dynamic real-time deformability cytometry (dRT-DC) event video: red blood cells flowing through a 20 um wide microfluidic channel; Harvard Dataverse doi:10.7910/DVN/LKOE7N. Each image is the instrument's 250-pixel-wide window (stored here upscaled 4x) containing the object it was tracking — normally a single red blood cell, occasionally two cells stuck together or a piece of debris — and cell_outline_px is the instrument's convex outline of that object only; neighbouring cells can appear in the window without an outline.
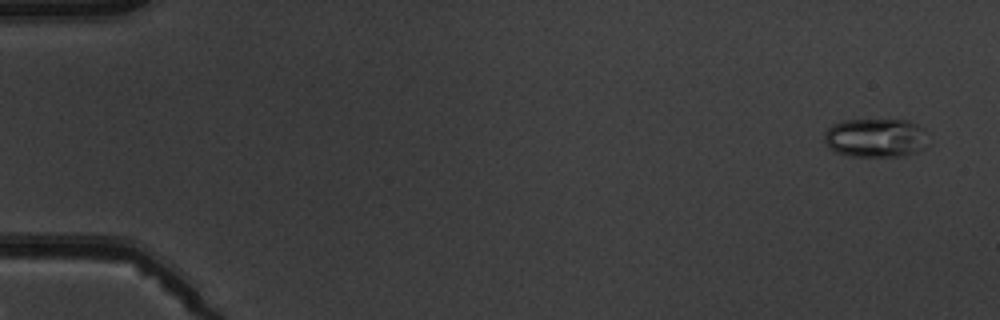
{"species": "common noctule bat (a hibernating species)", "species_latin": "Nyctalus noctula", "temperature_condition": "warm", "stored_images_in_passage": 6, "camera_frame_rate_fps": 3000, "um_per_image_px": 0.085, "animal": {"sex": "male", "body_mass_g": 19.5, "forearm_length_mm": 54.6}, "frame": {"image": 1, "passage_image": 1, "time_ms": 0.0, "image_size_px": [1000, 320], "cell_outline_px": [[928, 144], [916, 152], [900, 156], [848, 156], [836, 152], [824, 140], [824, 132], [832, 124], [844, 120], [908, 120], [924, 128]], "centroid_in_image_um": [74.43, 11.71], "position_along_channel_um": 10.6, "area_um2": 23.52}}
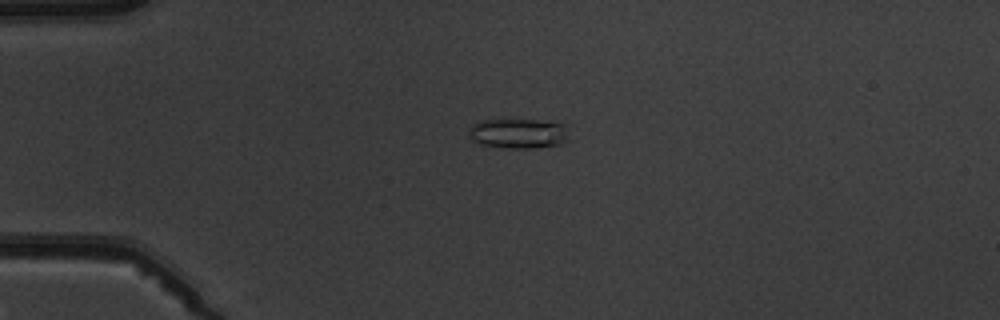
{"frame": {"image": 2, "passage_image": 4, "time_ms": 3.667, "image_size_px": [1000, 320], "cell_outline_px": [[572, 140], [564, 144], [532, 148], [508, 148], [480, 144], [472, 140], [468, 136], [468, 132], [472, 124], [480, 120], [536, 120], [564, 124]], "centroid_in_image_um": [44.1, 11.35], "position_along_channel_um": 40.9, "area_um2": 17.74}}
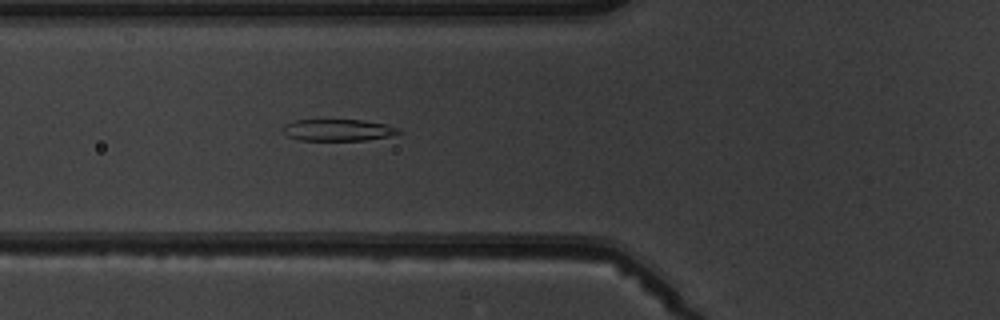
{"frame": {"image": 3, "passage_image": 6, "time_ms": 6.0, "image_size_px": [1000, 320], "cell_outline_px": [[400, 132], [388, 136], [364, 140], [300, 140], [288, 136], [284, 132], [284, 124], [296, 120], [364, 120], [388, 124], [400, 128]], "centroid_in_image_um": [28.76, 11.04], "position_along_channel_um": 97.0, "area_um2": 14.51}}